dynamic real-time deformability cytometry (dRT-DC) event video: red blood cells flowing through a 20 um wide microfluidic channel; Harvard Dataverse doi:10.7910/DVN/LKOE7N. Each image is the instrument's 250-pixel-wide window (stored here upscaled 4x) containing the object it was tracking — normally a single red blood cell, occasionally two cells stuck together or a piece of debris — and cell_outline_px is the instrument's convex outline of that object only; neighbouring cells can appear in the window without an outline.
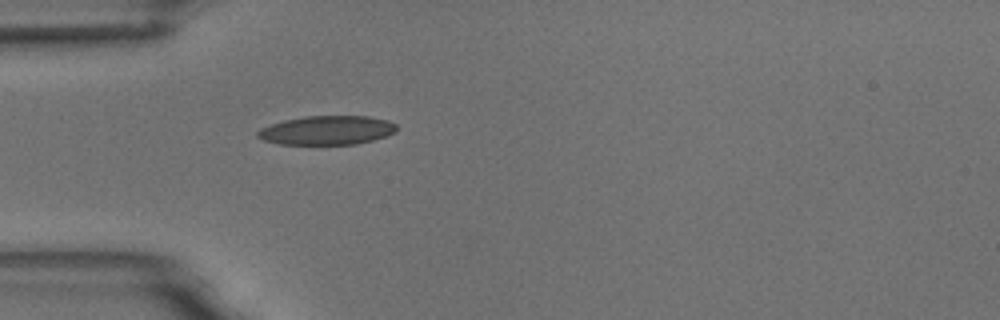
{"species": "common noctule bat (a hibernating species)", "species_latin": "Nyctalus noctula", "temperature_condition": "room temperature", "stored_images_in_passage": 1, "camera_frame_rate_fps": 3000, "um_per_image_px": 0.085, "animal": {"sex": "male", "body_mass_g": 18.8}, "frame": {"image": 1, "passage_image": 1, "time_ms": 0.0, "image_size_px": [1000, 320], "cell_outline_px": [[396, 132], [388, 136], [356, 144], [280, 144], [264, 140], [256, 136], [256, 132], [260, 128], [284, 120], [304, 116], [368, 116], [388, 120], [396, 124]], "centroid_in_image_um": [27.81, 11.07], "position_along_channel_um": 57.2, "area_um2": 23.52}}